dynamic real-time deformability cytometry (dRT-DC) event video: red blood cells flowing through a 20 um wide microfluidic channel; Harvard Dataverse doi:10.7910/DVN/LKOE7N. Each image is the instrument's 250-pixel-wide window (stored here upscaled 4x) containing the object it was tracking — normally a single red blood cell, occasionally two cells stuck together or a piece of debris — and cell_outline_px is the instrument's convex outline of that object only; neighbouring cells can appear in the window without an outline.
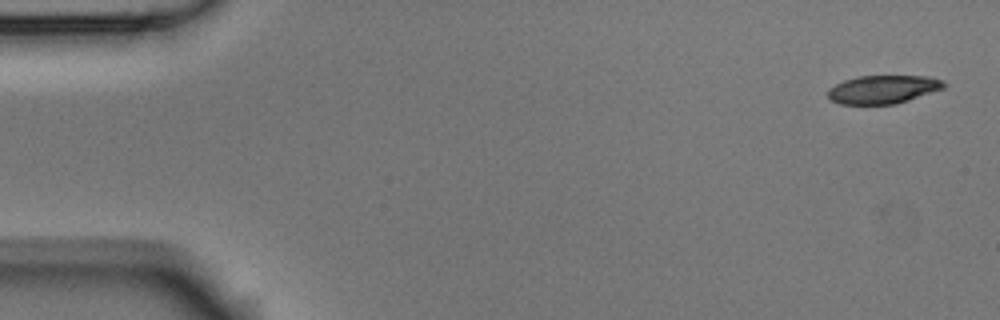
{"species": "Egyptian fruit bat (a non-hibernating species)", "species_latin": "Rousettus aegyptiacus", "temperature_condition": "room temperature", "stored_images_in_passage": 5, "camera_frame_rate_fps": 3000, "um_per_image_px": 0.085, "animal": {"sex": "male"}, "frame": {"image": 1, "passage_image": 1, "time_ms": 0.0, "image_size_px": [1000, 320], "cell_outline_px": [[948, 84], [944, 88], [896, 104], [840, 104], [832, 100], [828, 96], [828, 88], [844, 80], [856, 76], [932, 76], [944, 80]], "centroid_in_image_um": [75.09, 7.58], "position_along_channel_um": 9.9, "area_um2": 19.25}}
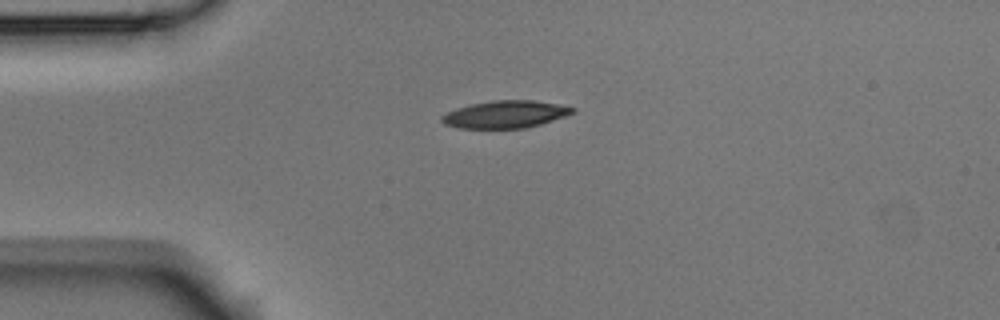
{"frame": {"image": 2, "passage_image": 4, "time_ms": 1.0, "image_size_px": [1000, 320], "cell_outline_px": [[576, 112], [540, 124], [524, 128], [460, 128], [444, 124], [440, 120], [440, 116], [456, 108], [468, 104], [492, 100], [532, 100], [556, 104], [576, 108]], "centroid_in_image_um": [42.91, 9.71], "position_along_channel_um": 42.1, "area_um2": 20.81}}